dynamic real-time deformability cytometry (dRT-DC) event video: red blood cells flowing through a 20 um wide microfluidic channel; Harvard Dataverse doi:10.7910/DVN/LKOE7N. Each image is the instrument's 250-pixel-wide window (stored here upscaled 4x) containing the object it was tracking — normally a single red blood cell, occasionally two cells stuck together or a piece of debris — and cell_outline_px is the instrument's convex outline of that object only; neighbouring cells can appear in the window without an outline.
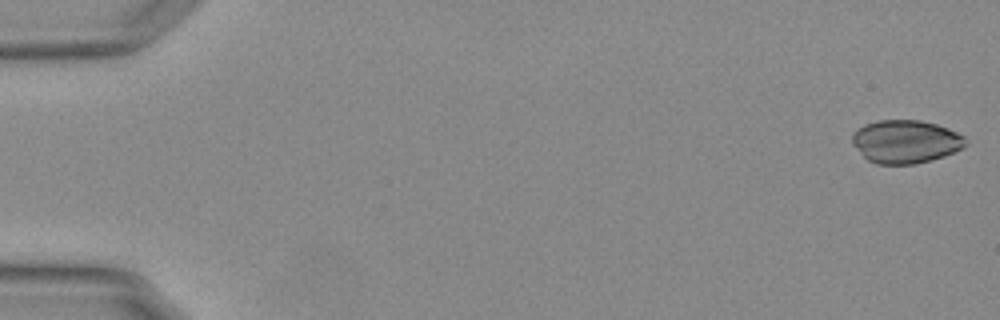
{"species": "Egyptian fruit bat (a non-hibernating species)", "species_latin": "Rousettus aegyptiacus", "temperature_condition": "warm", "stored_images_in_passage": 54, "camera_frame_rate_fps": 3000, "um_per_image_px": 0.085, "animal": {"sex": "female"}, "frame": {"image": 1, "passage_image": 1, "time_ms": 0.0, "image_size_px": [1000, 320], "cell_outline_px": [[968, 144], [964, 148], [944, 156], [932, 160], [916, 164], [876, 164], [868, 160], [852, 144], [852, 132], [864, 124], [880, 120], [920, 120], [936, 124], [956, 132], [964, 136]], "centroid_in_image_um": [76.98, 12.04], "position_along_channel_um": 8.0, "area_um2": 28.67}}
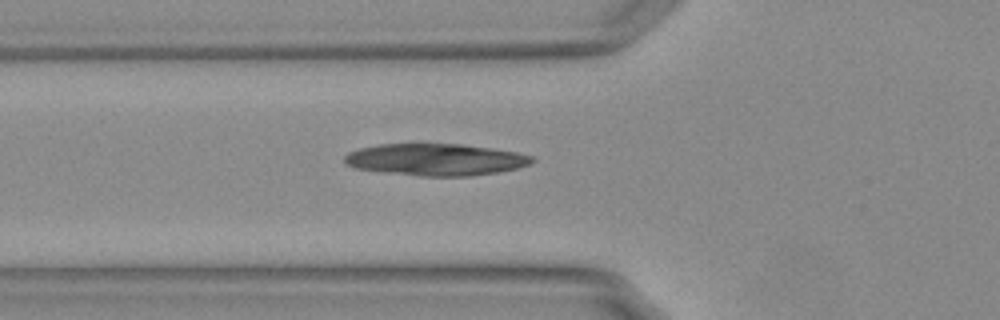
{"frame": {"image": 2, "passage_image": 20, "time_ms": 6.333, "image_size_px": [1000, 320], "cell_outline_px": [[536, 160], [532, 164], [516, 168], [496, 172], [468, 176], [420, 176], [356, 168], [348, 164], [344, 160], [344, 156], [348, 152], [360, 148], [380, 144], [464, 144], [492, 148], [516, 152], [532, 156]], "centroid_in_image_um": [37.07, 13.56], "position_along_channel_um": 88.7, "area_um2": 34.62}}
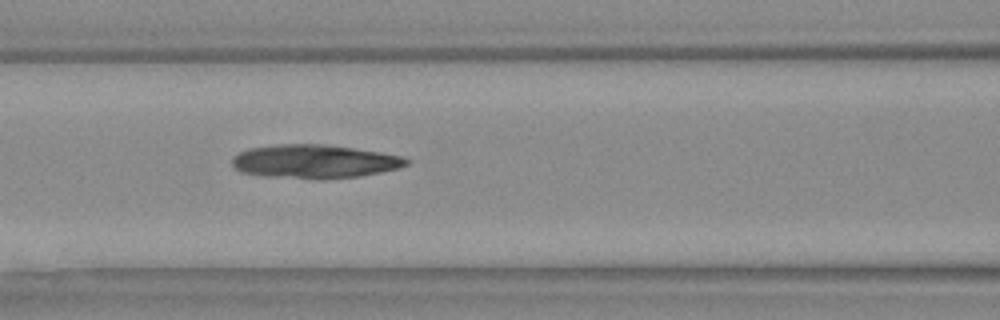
{"frame": {"image": 3, "passage_image": 24, "time_ms": 7.667, "image_size_px": [1000, 320], "cell_outline_px": [[412, 160], [408, 164], [400, 168], [380, 172], [356, 176], [320, 180], [316, 180], [264, 176], [240, 172], [232, 164], [232, 156], [248, 148], [280, 144], [320, 144], [352, 148], [380, 152], [404, 156]], "centroid_in_image_um": [26.73, 13.73], "position_along_channel_um": 139.9, "area_um2": 34.39}}